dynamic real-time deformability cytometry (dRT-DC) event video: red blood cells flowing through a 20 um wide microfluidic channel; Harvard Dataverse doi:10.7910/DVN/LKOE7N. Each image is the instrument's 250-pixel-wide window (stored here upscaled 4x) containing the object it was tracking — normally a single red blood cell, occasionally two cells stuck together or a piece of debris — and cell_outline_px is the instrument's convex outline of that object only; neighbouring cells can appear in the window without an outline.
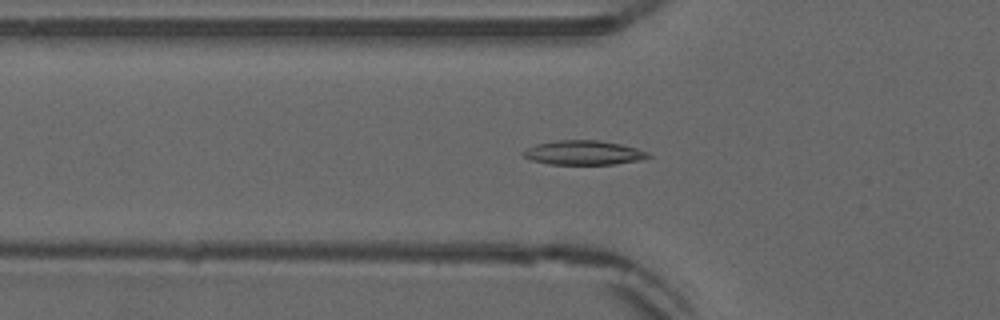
{"species": "common noctule bat (a hibernating species)", "species_latin": "Nyctalus noctula", "temperature_condition": "warm", "stored_images_in_passage": 52, "camera_frame_rate_fps": 3000, "um_per_image_px": 0.085, "animal": {"sex": "male", "forearm_length_mm": 52.5}, "frame": {"image": 1, "passage_image": 16, "time_ms": 5.0, "image_size_px": [1000, 320], "cell_outline_px": [[652, 156], [640, 160], [612, 164], [548, 164], [532, 160], [524, 156], [520, 152], [536, 144], [560, 140], [600, 140], [620, 144], [636, 148], [648, 152]], "centroid_in_image_um": [49.6, 12.98], "position_along_channel_um": 76.2, "area_um2": 17.57}}
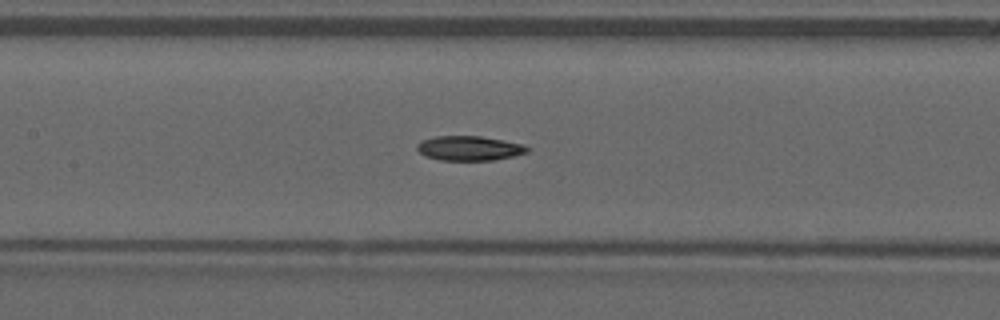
{"frame": {"image": 2, "passage_image": 23, "time_ms": 7.333, "image_size_px": [1000, 320], "cell_outline_px": [[528, 152], [496, 160], [440, 160], [424, 156], [416, 148], [416, 144], [420, 140], [436, 136], [480, 136], [504, 140], [524, 144], [528, 148]], "centroid_in_image_um": [39.86, 12.59], "position_along_channel_um": 167.5, "area_um2": 15.9}}
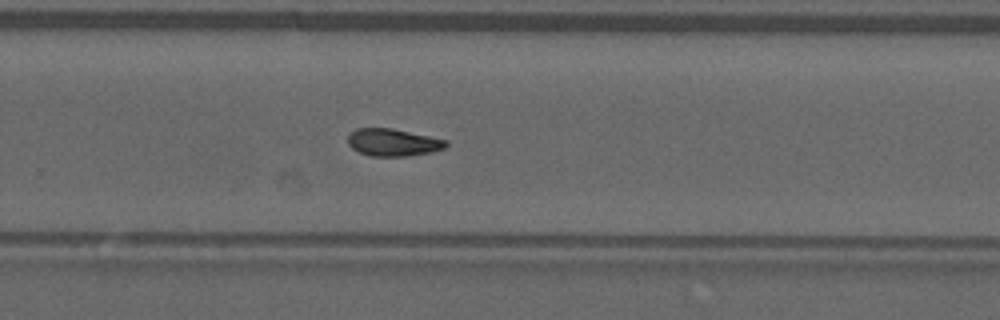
{"frame": {"image": 3, "passage_image": 33, "time_ms": 10.667, "image_size_px": [1000, 320], "cell_outline_px": [[448, 144], [444, 148], [432, 152], [408, 156], [368, 156], [352, 148], [348, 144], [348, 132], [356, 128], [392, 128], [448, 140]], "centroid_in_image_um": [33.39, 12.1], "position_along_channel_um": 296.4, "area_um2": 15.78}}